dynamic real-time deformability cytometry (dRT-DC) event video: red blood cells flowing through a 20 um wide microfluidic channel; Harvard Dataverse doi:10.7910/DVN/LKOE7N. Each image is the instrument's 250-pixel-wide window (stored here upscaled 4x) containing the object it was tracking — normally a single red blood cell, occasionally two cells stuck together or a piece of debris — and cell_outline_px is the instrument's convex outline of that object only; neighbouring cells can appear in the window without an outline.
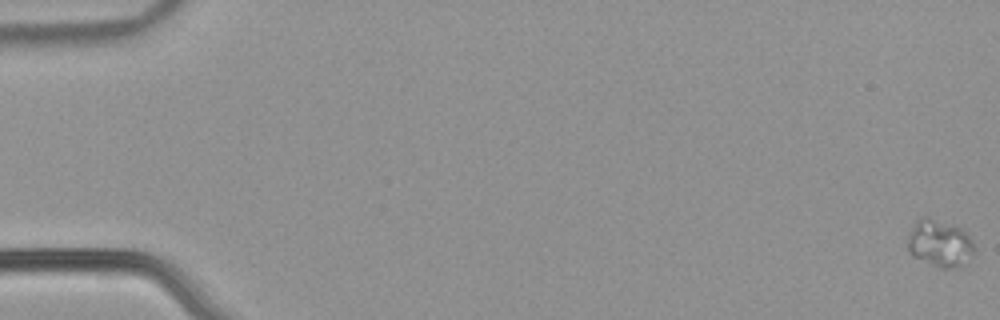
{"species": "common noctule bat (a hibernating species)", "species_latin": "Nyctalus noctula", "temperature_condition": "warm", "stored_images_in_passage": 57, "camera_frame_rate_fps": 3000, "um_per_image_px": 0.085, "animal": {"sex": "male", "body_mass_g": 21.5, "forearm_length_mm": 52.0}, "frame": {"image": 1, "passage_image": 1, "time_ms": 0.0, "image_size_px": [1000, 320], "cell_outline_px": [[976, 248], [972, 256], [960, 268], [940, 268], [912, 256], [908, 252], [908, 236], [916, 220], [920, 216], [928, 216], [960, 228], [972, 240]], "centroid_in_image_um": [79.88, 20.69], "position_along_channel_um": 5.1, "area_um2": 18.44}}
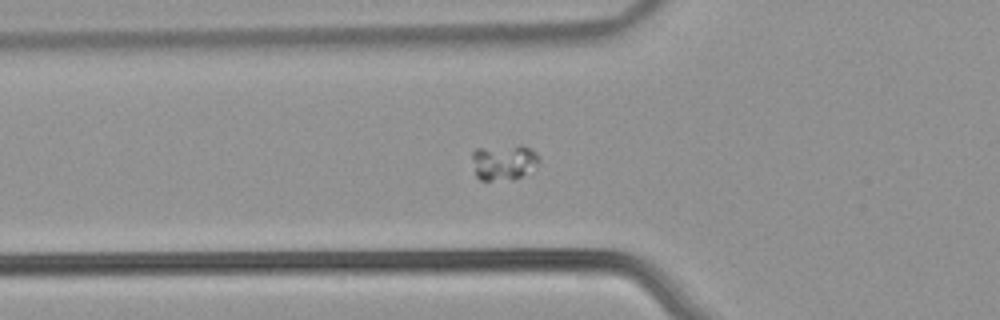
{"frame": {"image": 2, "passage_image": 22, "time_ms": 7.0, "image_size_px": [1000, 320], "cell_outline_px": [[540, 160], [536, 164], [520, 176], [512, 180], [480, 180], [476, 176], [472, 156], [472, 152], [476, 148], [520, 144], [532, 148], [540, 156]], "centroid_in_image_um": [42.81, 13.75], "position_along_channel_um": 83.0, "area_um2": 13.99}}
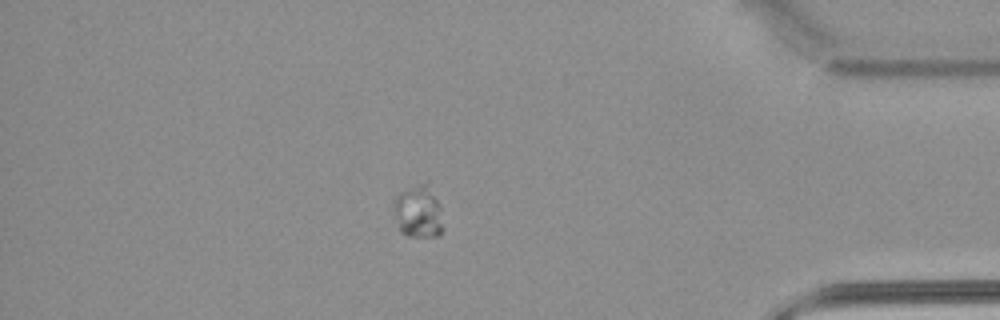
{"frame": {"image": 3, "passage_image": 50, "time_ms": 16.333, "image_size_px": [1000, 320], "cell_outline_px": [[444, 228], [440, 236], [408, 236], [400, 232], [392, 208], [396, 196], [400, 192], [428, 180], [440, 204]], "centroid_in_image_um": [35.59, 17.98], "position_along_channel_um": 399.6, "area_um2": 15.55}}